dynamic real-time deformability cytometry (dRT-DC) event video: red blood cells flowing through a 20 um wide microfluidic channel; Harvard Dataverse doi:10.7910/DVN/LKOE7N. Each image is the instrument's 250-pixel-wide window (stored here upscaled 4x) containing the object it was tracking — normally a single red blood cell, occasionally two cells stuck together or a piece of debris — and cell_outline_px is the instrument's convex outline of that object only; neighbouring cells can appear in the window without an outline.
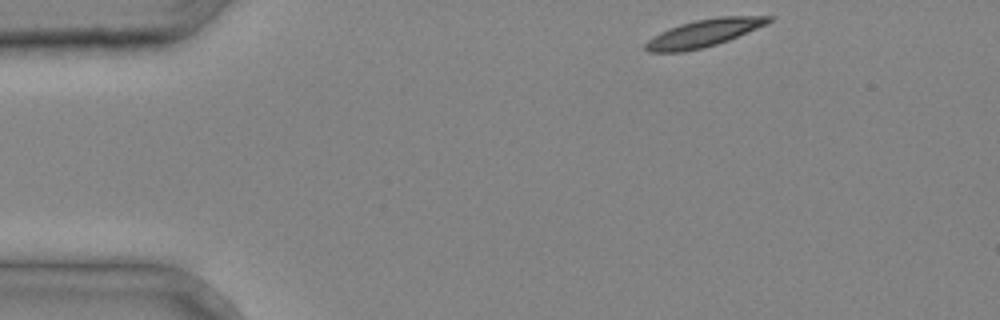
{"species": "common noctule bat (a hibernating species)", "species_latin": "Nyctalus noctula", "temperature_condition": "cold", "stored_images_in_passage": 2, "camera_frame_rate_fps": 3000, "um_per_image_px": 0.085, "animal": {"sex": "male", "body_mass_g": 20.4}, "frame": {"image": 1, "passage_image": 1, "time_ms": 0.0, "image_size_px": [1000, 320], "cell_outline_px": [[776, 16], [772, 20], [756, 28], [728, 40], [704, 48], [684, 52], [648, 52], [644, 48], [644, 44], [652, 36], [660, 32], [680, 24], [696, 20], [720, 16]], "centroid_in_image_um": [59.77, 2.82], "position_along_channel_um": 25.2, "area_um2": 19.54}}